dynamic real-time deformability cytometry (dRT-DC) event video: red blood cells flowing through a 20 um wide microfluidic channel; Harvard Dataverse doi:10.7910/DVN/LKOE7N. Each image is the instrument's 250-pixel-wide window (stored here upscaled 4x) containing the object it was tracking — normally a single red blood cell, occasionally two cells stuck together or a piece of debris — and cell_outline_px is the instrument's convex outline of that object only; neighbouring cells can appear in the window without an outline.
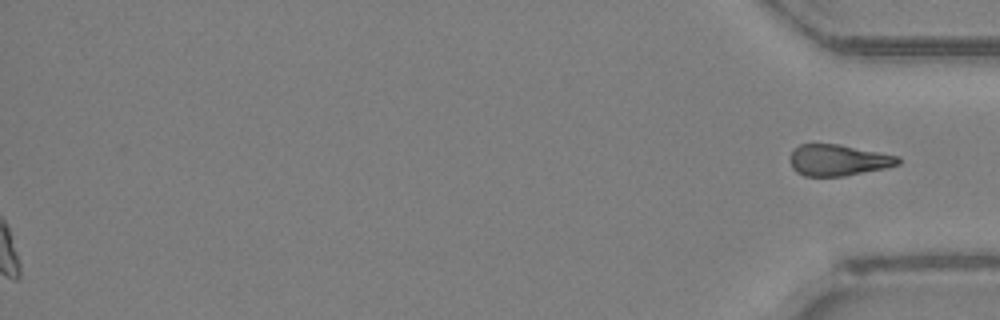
{"species": "Egyptian fruit bat (a non-hibernating species)", "species_latin": "Rousettus aegyptiacus", "temperature_condition": "room temperature", "stored_images_in_passage": 45, "segment_of_instrument_passage": [2, 2], "camera_frame_rate_fps": 3000, "um_per_image_px": 0.085, "animal": {"sex": "female"}, "frame": {"image": 1, "passage_image": 45, "time_ms": 14.667, "image_size_px": [1000, 320], "cell_outline_px": [[900, 164], [884, 168], [844, 176], [804, 176], [796, 172], [792, 168], [788, 160], [792, 152], [800, 144], [840, 144], [900, 156]], "centroid_in_image_um": [71.23, 13.61], "position_along_channel_um": 364.0, "area_um2": 19.77}}